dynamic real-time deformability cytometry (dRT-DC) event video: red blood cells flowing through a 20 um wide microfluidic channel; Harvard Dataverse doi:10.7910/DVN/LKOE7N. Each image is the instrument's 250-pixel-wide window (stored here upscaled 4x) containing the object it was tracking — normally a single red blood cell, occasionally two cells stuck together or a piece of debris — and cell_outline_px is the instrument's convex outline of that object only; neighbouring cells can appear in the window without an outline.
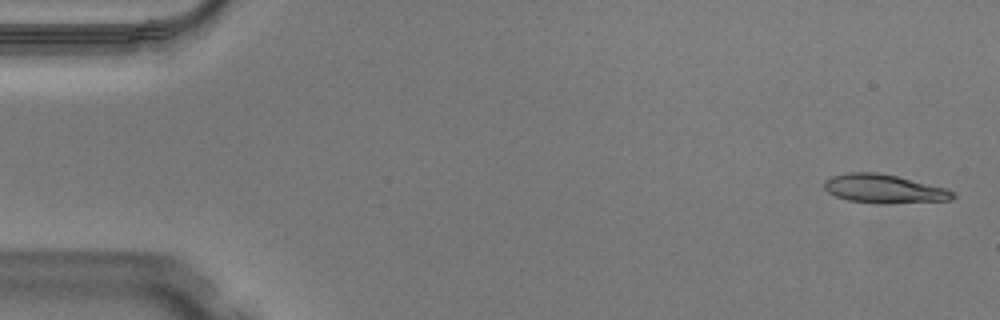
{"species": "Egyptian fruit bat (a non-hibernating species)", "species_latin": "Rousettus aegyptiacus", "temperature_condition": "warm", "stored_images_in_passage": 11, "camera_frame_rate_fps": 3000, "um_per_image_px": 0.085, "animal": {"sex": "male"}, "frame": {"image": 1, "passage_image": 2, "time_ms": 0.333, "image_size_px": [1000, 320], "cell_outline_px": [[956, 196], [952, 200], [892, 204], [876, 204], [848, 200], [836, 196], [828, 192], [824, 188], [824, 180], [832, 176], [848, 172], [876, 172], [896, 176], [948, 188], [956, 192]], "centroid_in_image_um": [75.19, 16.06], "position_along_channel_um": 9.8, "area_um2": 21.91}}